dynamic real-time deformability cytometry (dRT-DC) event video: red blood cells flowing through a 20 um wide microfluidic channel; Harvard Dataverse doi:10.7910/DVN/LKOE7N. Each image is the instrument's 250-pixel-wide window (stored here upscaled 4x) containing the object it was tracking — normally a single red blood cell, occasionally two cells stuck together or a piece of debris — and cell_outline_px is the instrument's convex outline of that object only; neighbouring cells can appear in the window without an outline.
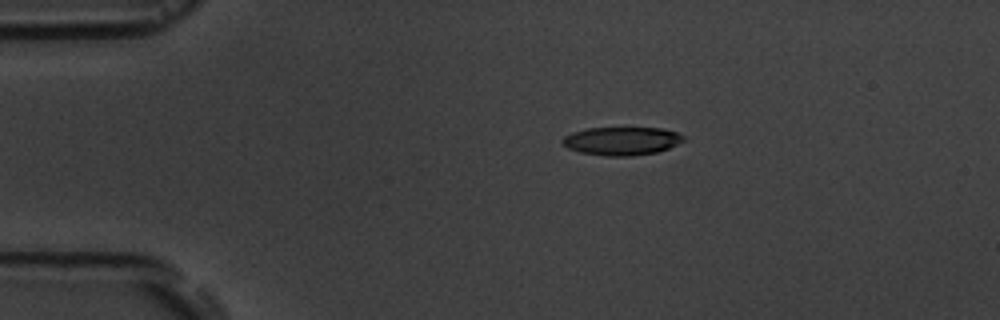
{"species": "common noctule bat (a hibernating species)", "species_latin": "Nyctalus noctula", "temperature_condition": "room temperature", "stored_images_in_passage": 7, "camera_frame_rate_fps": 3000, "um_per_image_px": 0.085, "animal": {"sex": "male", "body_mass_g": 19.5, "forearm_length_mm": 54.6}, "frame": {"image": 1, "passage_image": 1, "time_ms": 0.0, "image_size_px": [1000, 320], "cell_outline_px": [[684, 140], [668, 148], [656, 152], [632, 156], [608, 156], [580, 152], [568, 148], [560, 140], [564, 136], [572, 132], [588, 128], [660, 128], [676, 132], [684, 136]], "centroid_in_image_um": [52.82, 11.98], "position_along_channel_um": 32.2, "area_um2": 19.77}}
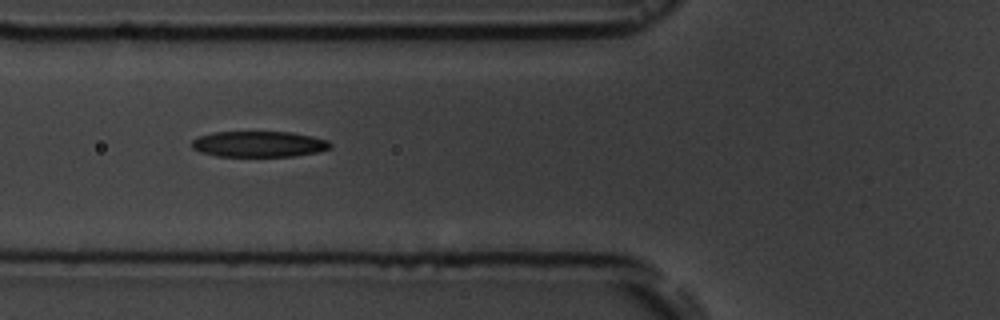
{"frame": {"image": 2, "passage_image": 4, "time_ms": 3.333, "image_size_px": [1000, 320], "cell_outline_px": [[332, 144], [328, 148], [316, 152], [292, 156], [216, 156], [200, 152], [192, 148], [192, 140], [200, 136], [212, 132], [292, 132], [312, 136], [328, 140]], "centroid_in_image_um": [21.98, 12.24], "position_along_channel_um": 103.8, "area_um2": 20.75}}
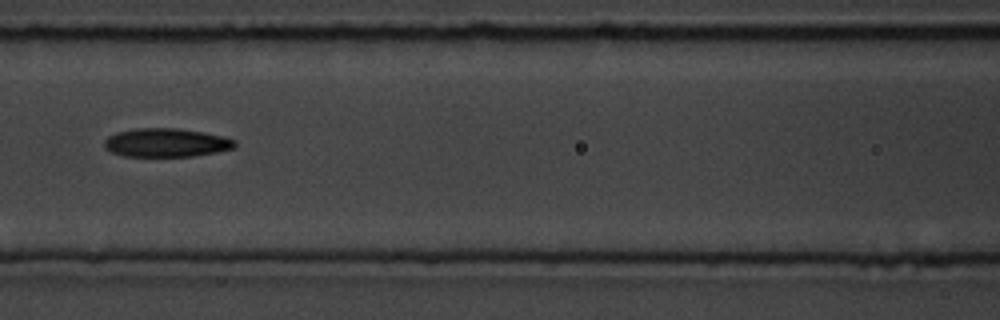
{"frame": {"image": 3, "passage_image": 5, "time_ms": 4.667, "image_size_px": [1000, 320], "cell_outline_px": [[236, 148], [216, 152], [192, 156], [124, 156], [112, 152], [104, 148], [104, 140], [108, 136], [116, 132], [136, 128], [176, 128], [204, 132], [224, 136], [236, 140]], "centroid_in_image_um": [14.14, 12.12], "position_along_channel_um": 152.5, "area_um2": 21.91}}